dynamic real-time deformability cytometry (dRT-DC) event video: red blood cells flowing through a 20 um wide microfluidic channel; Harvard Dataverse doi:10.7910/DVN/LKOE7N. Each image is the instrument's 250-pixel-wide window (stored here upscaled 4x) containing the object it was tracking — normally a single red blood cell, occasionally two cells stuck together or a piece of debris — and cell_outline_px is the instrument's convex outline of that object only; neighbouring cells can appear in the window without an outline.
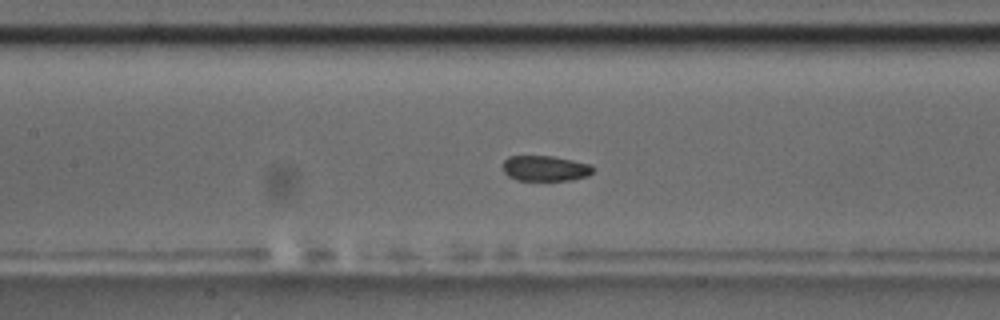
{"species": "common noctule bat (a hibernating species)", "species_latin": "Nyctalus noctula", "temperature_condition": "room temperature", "stored_images_in_passage": 38, "camera_frame_rate_fps": 3000, "um_per_image_px": 0.085, "animal": {"sex": "male", "body_mass_g": 17.5, "forearm_length_mm": 52.3}, "frame": {"image": 1, "passage_image": 8, "time_ms": 2.333, "image_size_px": [1000, 320], "cell_outline_px": [[596, 168], [588, 176], [572, 180], [516, 180], [508, 176], [504, 172], [504, 160], [508, 156], [552, 156], [592, 164]], "centroid_in_image_um": [46.38, 14.31], "position_along_channel_um": 161.0, "area_um2": 13.47}}
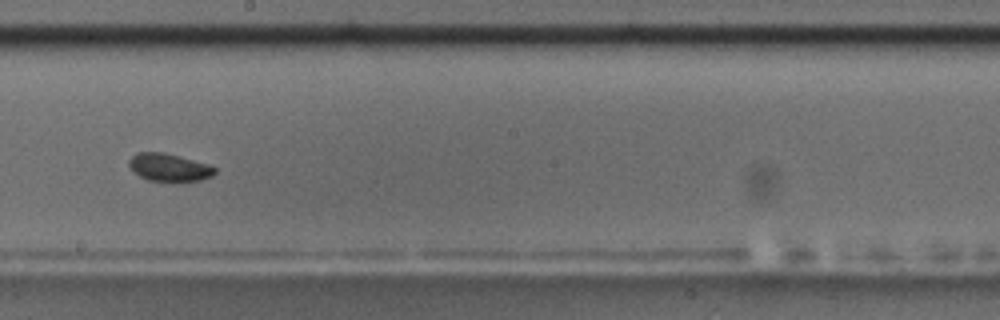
{"frame": {"image": 2, "passage_image": 14, "time_ms": 4.333, "image_size_px": [1000, 320], "cell_outline_px": [[216, 172], [212, 176], [200, 180], [180, 184], [148, 180], [140, 176], [128, 168], [128, 160], [136, 152], [164, 152], [180, 156], [208, 164], [216, 168]], "centroid_in_image_um": [14.37, 14.26], "position_along_channel_um": 233.8, "area_um2": 14.51}}
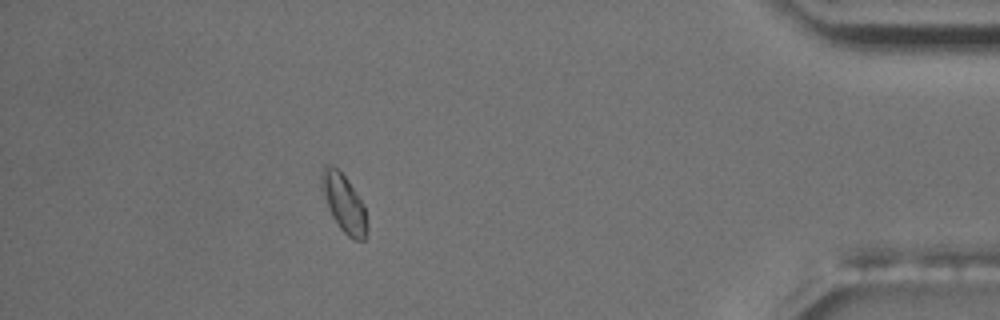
{"frame": {"image": 3, "passage_image": 32, "time_ms": 10.333, "image_size_px": [1000, 320], "cell_outline_px": [[364, 240], [352, 240], [340, 228], [332, 216], [328, 208], [320, 184], [320, 172], [324, 164], [328, 164], [336, 168], [344, 176], [364, 204]], "centroid_in_image_um": [29.15, 17.21], "position_along_channel_um": 406.0, "area_um2": 14.8}}